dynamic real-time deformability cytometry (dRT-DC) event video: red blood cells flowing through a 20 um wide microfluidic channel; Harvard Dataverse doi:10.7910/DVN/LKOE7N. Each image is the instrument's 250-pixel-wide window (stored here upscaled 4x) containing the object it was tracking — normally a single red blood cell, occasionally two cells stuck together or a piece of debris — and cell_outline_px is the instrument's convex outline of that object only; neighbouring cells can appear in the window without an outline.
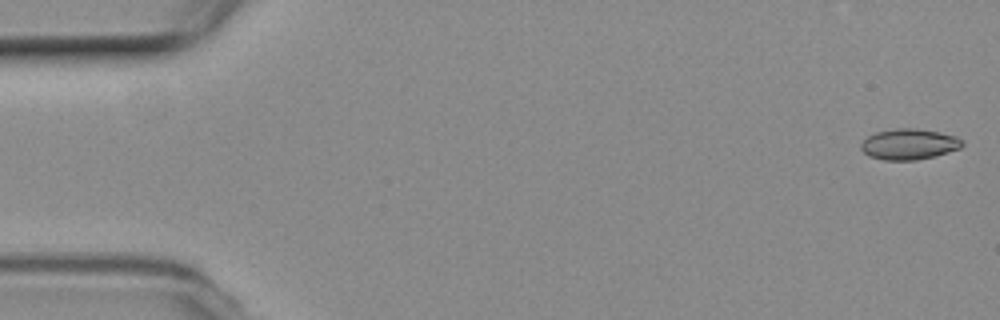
{"species": "common noctule bat (a hibernating species)", "species_latin": "Nyctalus noctula", "temperature_condition": "room temperature", "stored_images_in_passage": 54, "camera_frame_rate_fps": 3000, "um_per_image_px": 0.085, "animal": {"sex": "female", "body_mass_g": 19.3, "forearm_length_mm": 54.1}, "frame": {"image": 1, "passage_image": 1, "time_ms": 0.0, "image_size_px": [1000, 320], "cell_outline_px": [[964, 144], [960, 148], [936, 156], [916, 160], [884, 160], [868, 156], [860, 148], [860, 144], [868, 136], [876, 132], [896, 128], [916, 128], [956, 136], [964, 140]], "centroid_in_image_um": [77.27, 12.26], "position_along_channel_um": 7.7, "area_um2": 18.21}}
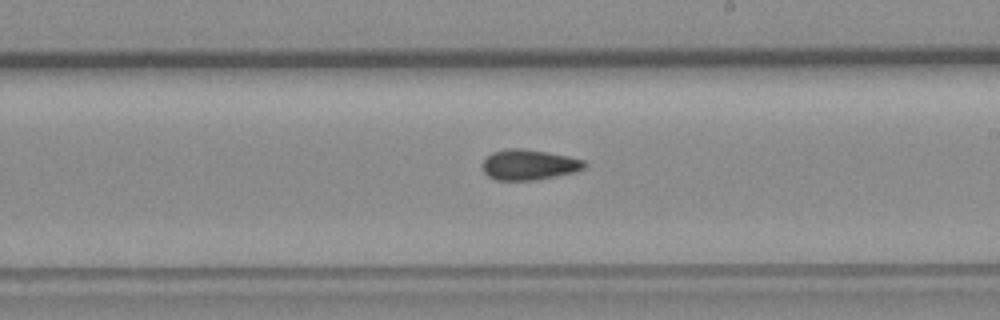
{"frame": {"image": 2, "passage_image": 31, "time_ms": 10.0, "image_size_px": [1000, 320], "cell_outline_px": [[588, 164], [584, 168], [576, 172], [536, 180], [496, 180], [488, 176], [484, 172], [480, 164], [492, 152], [508, 148], [524, 148], [568, 156], [584, 160]], "centroid_in_image_um": [44.96, 14.0], "position_along_channel_um": 244.0, "area_um2": 18.26}}
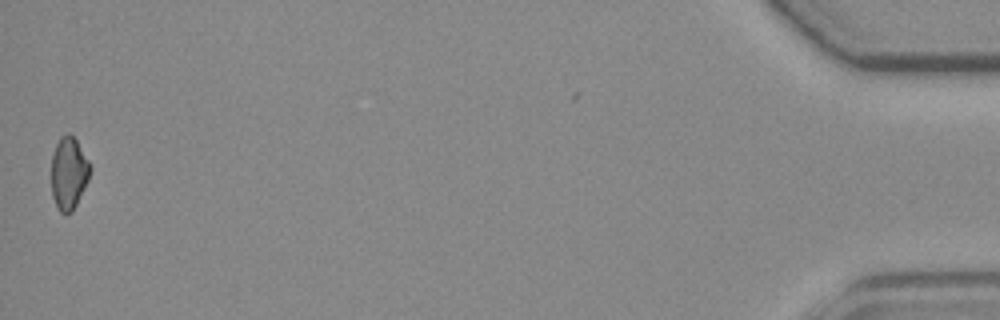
{"frame": {"image": 3, "passage_image": 54, "time_ms": 17.667, "image_size_px": [1000, 320], "cell_outline_px": [[92, 168], [88, 180], [72, 212], [60, 212], [52, 196], [52, 156], [56, 144], [60, 136], [68, 132], [76, 140], [88, 160]], "centroid_in_image_um": [5.85, 14.69], "position_along_channel_um": 429.4, "area_um2": 16.13}}